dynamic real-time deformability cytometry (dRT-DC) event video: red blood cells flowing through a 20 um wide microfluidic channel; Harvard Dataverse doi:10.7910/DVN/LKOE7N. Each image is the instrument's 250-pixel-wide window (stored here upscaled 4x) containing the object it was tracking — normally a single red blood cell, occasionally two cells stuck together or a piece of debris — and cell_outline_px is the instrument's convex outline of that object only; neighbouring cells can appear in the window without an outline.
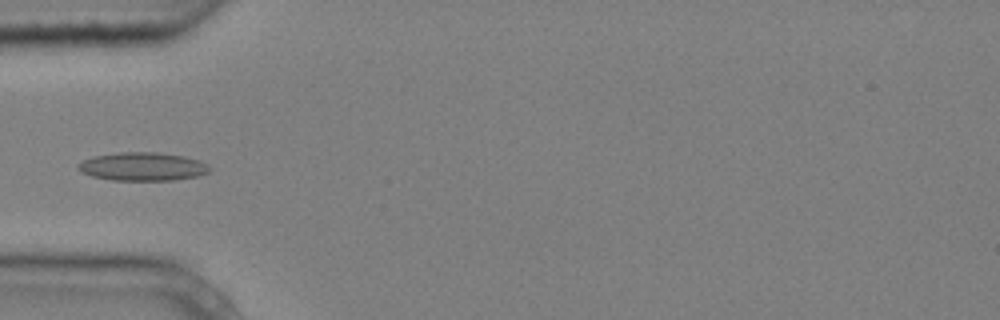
{"species": "common noctule bat (a hibernating species)", "species_latin": "Nyctalus noctula", "temperature_condition": "cold", "stored_images_in_passage": 2, "camera_frame_rate_fps": 3000, "um_per_image_px": 0.085, "animal": {"sex": "male", "body_mass_g": 20.4}, "frame": {"image": 1, "passage_image": 2, "time_ms": 0.333, "image_size_px": [1000, 320], "cell_outline_px": [[212, 168], [208, 172], [196, 176], [176, 180], [112, 180], [92, 176], [80, 172], [76, 168], [76, 164], [92, 156], [120, 152], [156, 152], [184, 156], [200, 160], [208, 164]], "centroid_in_image_um": [12.11, 14.15], "position_along_channel_um": 72.9, "area_um2": 21.91}}